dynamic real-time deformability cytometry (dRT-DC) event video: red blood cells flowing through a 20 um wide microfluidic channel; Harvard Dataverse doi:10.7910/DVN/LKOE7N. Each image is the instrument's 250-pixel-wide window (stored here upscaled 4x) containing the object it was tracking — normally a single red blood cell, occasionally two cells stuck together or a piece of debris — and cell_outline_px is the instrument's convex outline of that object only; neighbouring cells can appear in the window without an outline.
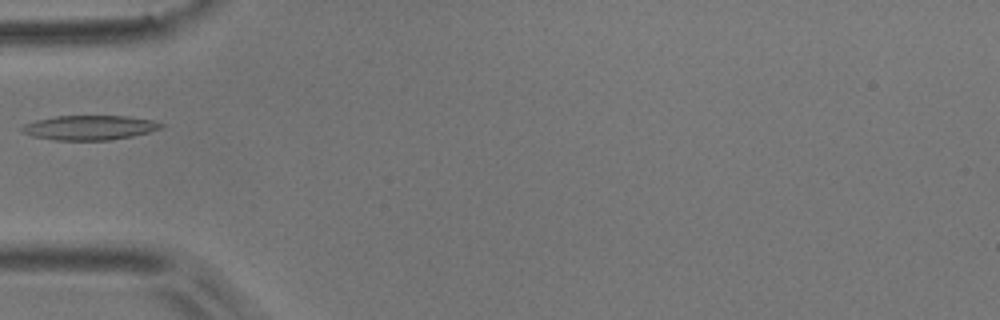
{"species": "common noctule bat (a hibernating species)", "species_latin": "Nyctalus noctula", "temperature_condition": "room temperature", "stored_images_in_passage": 3, "camera_frame_rate_fps": 3000, "um_per_image_px": 0.085, "animal": {"sex": "male", "body_mass_g": 17.9}, "frame": {"image": 1, "passage_image": 2, "time_ms": 0.333, "image_size_px": [1000, 320], "cell_outline_px": [[164, 128], [132, 136], [108, 140], [56, 140], [32, 136], [20, 132], [20, 128], [24, 124], [36, 120], [56, 116], [128, 116], [152, 120], [164, 124]], "centroid_in_image_um": [7.6, 10.85], "position_along_channel_um": 77.4, "area_um2": 19.94}}
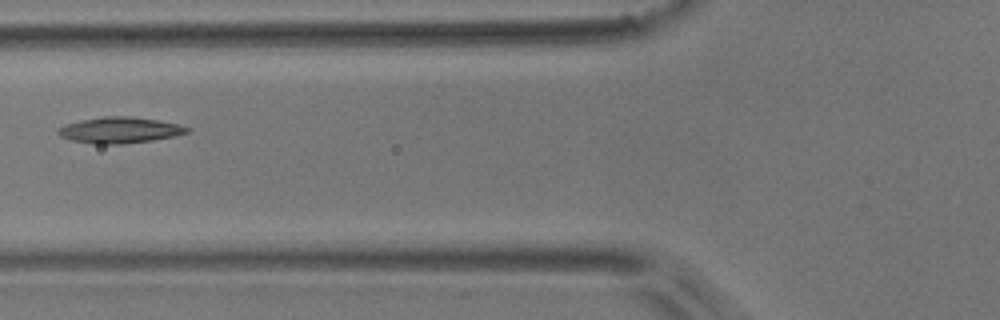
{"frame": {"image": 2, "passage_image": 3, "time_ms": 0.667, "image_size_px": [1000, 320], "cell_outline_px": [[192, 132], [152, 140], [120, 144], [92, 144], [72, 140], [60, 136], [56, 132], [56, 128], [64, 124], [80, 120], [104, 116], [128, 116], [156, 120], [180, 124], [192, 128]], "centroid_in_image_um": [10.16, 11.06], "position_along_channel_um": 115.6, "area_um2": 19.71}}